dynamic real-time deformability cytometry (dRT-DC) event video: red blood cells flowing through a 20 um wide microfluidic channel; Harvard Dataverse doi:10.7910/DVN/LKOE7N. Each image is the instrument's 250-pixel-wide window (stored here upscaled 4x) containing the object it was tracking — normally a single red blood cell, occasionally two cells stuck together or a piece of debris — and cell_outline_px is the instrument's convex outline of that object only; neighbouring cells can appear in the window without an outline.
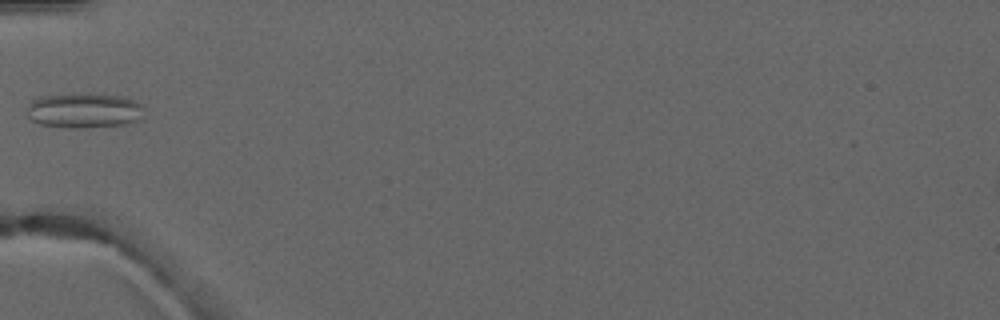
{"species": "common noctule bat (a hibernating species)", "species_latin": "Nyctalus noctula", "temperature_condition": "warm", "stored_images_in_passage": 1, "camera_frame_rate_fps": 3000, "um_per_image_px": 0.085, "animal": {"sex": "male", "forearm_length_mm": 52.5}, "frame": {"image": 1, "passage_image": 1, "time_ms": 0.0, "image_size_px": [1000, 320], "cell_outline_px": [[144, 108], [136, 120], [124, 124], [84, 128], [68, 128], [40, 124], [32, 120], [28, 116], [28, 104], [32, 100], [40, 96], [72, 92], [88, 92], [120, 96], [136, 100], [144, 104]], "centroid_in_image_um": [7.12, 9.35], "position_along_channel_um": 77.9, "area_um2": 24.39}}